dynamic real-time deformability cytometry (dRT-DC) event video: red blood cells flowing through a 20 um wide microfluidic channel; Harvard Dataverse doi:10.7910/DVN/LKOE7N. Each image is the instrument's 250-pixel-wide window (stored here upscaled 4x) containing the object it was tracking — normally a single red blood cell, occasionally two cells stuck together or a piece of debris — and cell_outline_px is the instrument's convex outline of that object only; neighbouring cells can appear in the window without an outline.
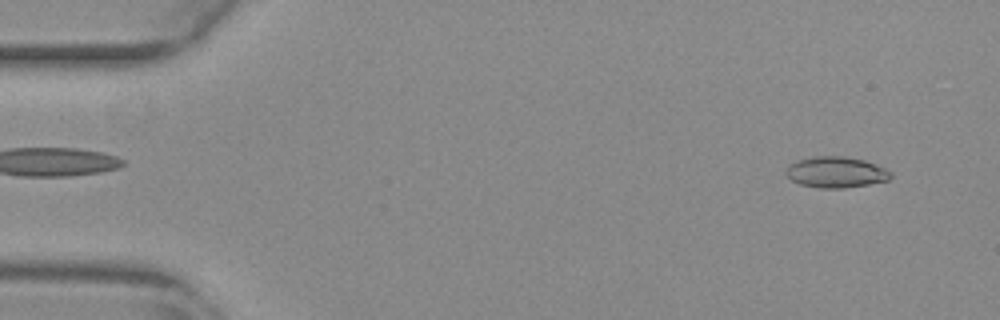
{"species": "common noctule bat (a hibernating species)", "species_latin": "Nyctalus noctula", "temperature_condition": "warm", "stored_images_in_passage": 54, "camera_frame_rate_fps": 3000, "um_per_image_px": 0.085, "animal": {"sex": "female", "body_mass_g": 29.2, "forearm_length_mm": 56.3}, "frame": {"image": 1, "passage_image": 4, "time_ms": 1.0, "image_size_px": [1000, 320], "cell_outline_px": [[892, 176], [888, 180], [868, 184], [844, 188], [820, 188], [800, 184], [792, 180], [784, 172], [788, 164], [812, 156], [844, 156], [864, 160], [876, 164], [892, 172]], "centroid_in_image_um": [71.05, 14.63], "position_along_channel_um": 13.9, "area_um2": 18.9}}
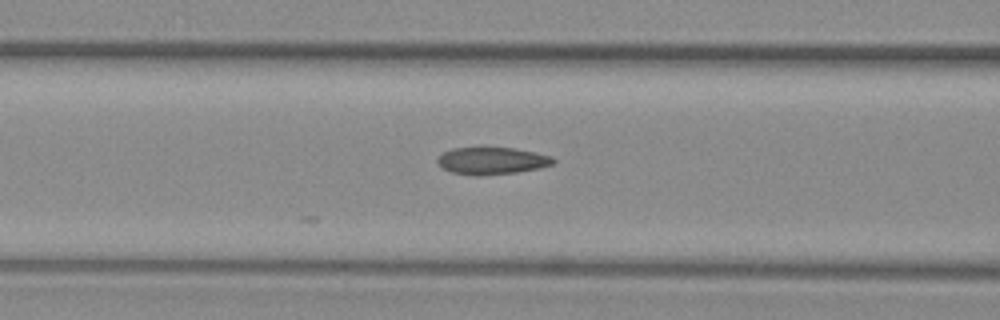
{"frame": {"image": 2, "passage_image": 22, "time_ms": 7.0, "image_size_px": [1000, 320], "cell_outline_px": [[556, 164], [540, 168], [516, 172], [480, 176], [476, 176], [452, 172], [436, 164], [436, 160], [444, 152], [452, 148], [512, 148], [536, 152], [552, 156], [556, 160]], "centroid_in_image_um": [41.85, 13.67], "position_along_channel_um": 124.8, "area_um2": 18.38}}
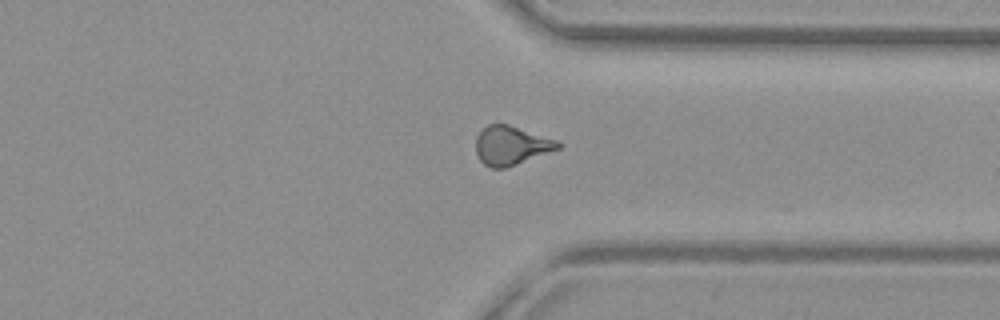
{"frame": {"image": 3, "passage_image": 41, "time_ms": 13.333, "image_size_px": [1000, 320], "cell_outline_px": [[564, 144], [560, 148], [516, 164], [504, 168], [492, 168], [484, 164], [480, 160], [476, 152], [476, 136], [488, 124], [508, 124], [556, 140]], "centroid_in_image_um": [43.44, 12.36], "position_along_channel_um": 368.0, "area_um2": 18.38}}